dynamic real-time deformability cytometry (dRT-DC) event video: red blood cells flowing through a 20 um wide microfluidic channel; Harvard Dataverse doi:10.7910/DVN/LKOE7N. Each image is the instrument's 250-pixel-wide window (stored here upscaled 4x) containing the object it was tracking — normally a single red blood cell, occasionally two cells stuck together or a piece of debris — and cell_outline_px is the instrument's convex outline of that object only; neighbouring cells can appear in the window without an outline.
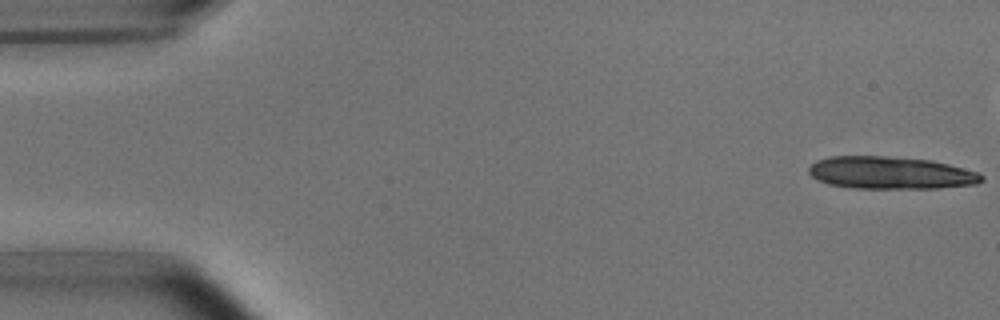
{"species": "common noctule bat (a hibernating species)", "species_latin": "Nyctalus noctula", "temperature_condition": "room temperature", "stored_images_in_passage": 6, "camera_frame_rate_fps": 3000, "um_per_image_px": 0.085, "animal": {"sex": "male", "body_mass_g": 15.6}, "frame": {"image": 1, "passage_image": 1, "time_ms": 0.0, "image_size_px": [1000, 320], "cell_outline_px": [[984, 180], [976, 184], [940, 188], [852, 188], [828, 184], [816, 180], [808, 172], [808, 168], [816, 160], [828, 156], [884, 156], [932, 160], [980, 172], [984, 176]], "centroid_in_image_um": [75.7, 14.69], "position_along_channel_um": 9.3, "area_um2": 32.95}}